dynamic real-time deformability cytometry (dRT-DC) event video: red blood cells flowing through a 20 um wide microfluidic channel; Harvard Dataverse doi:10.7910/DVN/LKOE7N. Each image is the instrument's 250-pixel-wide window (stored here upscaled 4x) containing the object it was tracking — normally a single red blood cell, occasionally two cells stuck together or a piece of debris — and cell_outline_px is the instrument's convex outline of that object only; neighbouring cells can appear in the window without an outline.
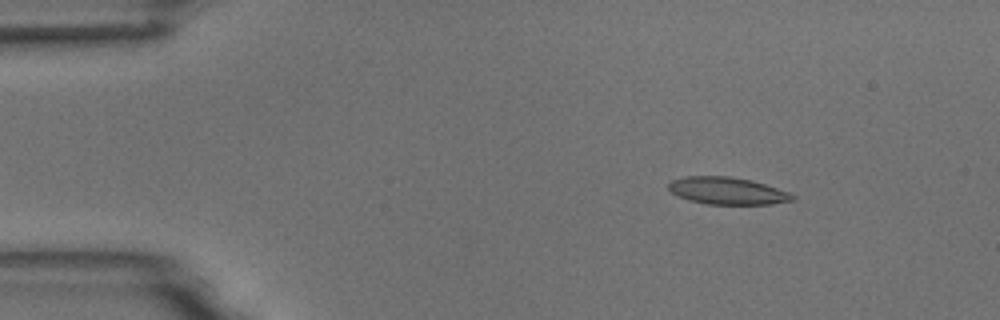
{"species": "common noctule bat (a hibernating species)", "species_latin": "Nyctalus noctula", "temperature_condition": "room temperature", "stored_images_in_passage": 6, "camera_frame_rate_fps": 3000, "um_per_image_px": 0.085, "animal": {"sex": "male", "body_mass_g": 18.8}, "frame": {"image": 1, "passage_image": 1, "time_ms": 0.0, "image_size_px": [1000, 320], "cell_outline_px": [[796, 200], [772, 204], [704, 204], [688, 200], [672, 192], [668, 188], [668, 184], [672, 180], [684, 176], [728, 176], [752, 180], [788, 192], [796, 196]], "centroid_in_image_um": [61.83, 16.22], "position_along_channel_um": 23.2, "area_um2": 19.65}}
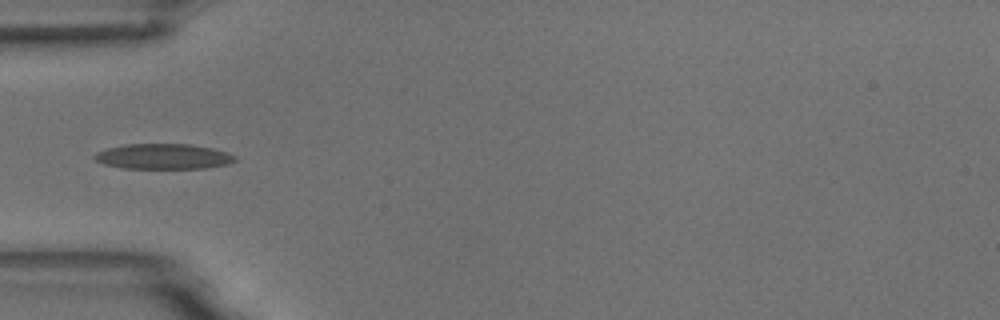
{"frame": {"image": 2, "passage_image": 3, "time_ms": 3.333, "image_size_px": [1000, 320], "cell_outline_px": [[236, 160], [228, 164], [204, 168], [124, 168], [104, 164], [96, 160], [92, 156], [96, 152], [108, 148], [124, 144], [188, 144], [212, 148], [228, 152], [236, 156]], "centroid_in_image_um": [13.89, 13.29], "position_along_channel_um": 71.1, "area_um2": 20.69}}